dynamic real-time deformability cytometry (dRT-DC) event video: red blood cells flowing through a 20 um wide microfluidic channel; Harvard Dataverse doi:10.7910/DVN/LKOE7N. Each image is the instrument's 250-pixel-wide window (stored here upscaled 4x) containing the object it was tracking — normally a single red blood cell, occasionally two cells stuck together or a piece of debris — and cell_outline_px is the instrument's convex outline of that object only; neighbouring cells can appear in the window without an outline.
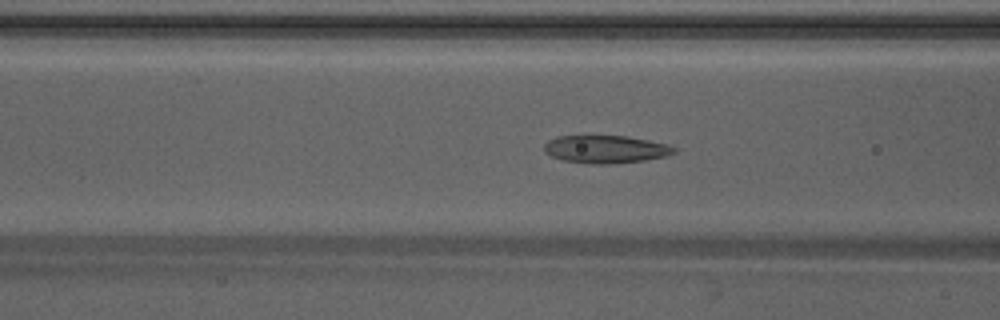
{"species": "Egyptian fruit bat (a non-hibernating species)", "species_latin": "Rousettus aegyptiacus", "temperature_condition": "warm", "stored_images_in_passage": 34, "camera_frame_rate_fps": 3000, "um_per_image_px": 0.085, "animal": {"sex": "male"}, "frame": {"image": 1, "passage_image": 5, "time_ms": 1.333, "image_size_px": [1000, 320], "cell_outline_px": [[676, 152], [668, 156], [644, 160], [616, 164], [592, 164], [560, 160], [544, 152], [544, 144], [548, 140], [556, 136], [628, 136], [668, 144], [676, 148]], "centroid_in_image_um": [51.48, 12.69], "position_along_channel_um": 115.1, "area_um2": 21.27}}
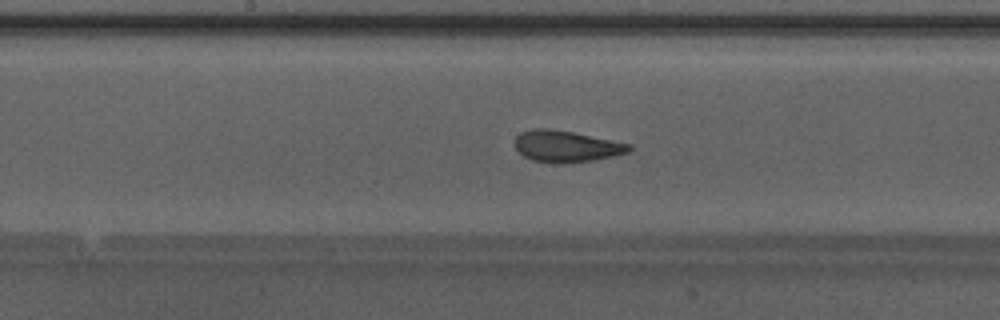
{"frame": {"image": 2, "passage_image": 11, "time_ms": 3.333, "image_size_px": [1000, 320], "cell_outline_px": [[632, 148], [628, 152], [612, 156], [592, 160], [564, 164], [532, 160], [524, 156], [516, 148], [516, 136], [520, 132], [532, 128], [548, 128], [572, 132], [632, 144]], "centroid_in_image_um": [48.13, 12.43], "position_along_channel_um": 200.1, "area_um2": 20.81}}
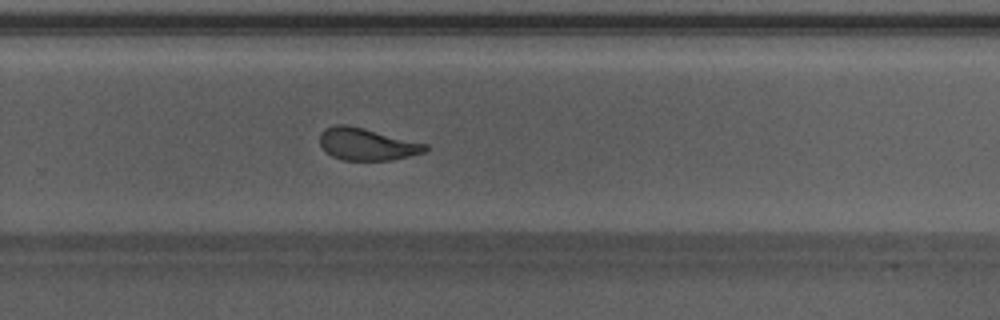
{"frame": {"image": 3, "passage_image": 18, "time_ms": 5.667, "image_size_px": [1000, 320], "cell_outline_px": [[428, 148], [424, 152], [392, 160], [344, 160], [332, 156], [320, 144], [320, 132], [324, 128], [336, 124], [344, 124], [364, 128], [428, 144]], "centroid_in_image_um": [31.18, 12.24], "position_along_channel_um": 298.6, "area_um2": 19.65}, "authors_computed_cell_mechanics": {"area_um2": 20.4901, "velocity_mm_per_s": 4.2425, "shape_relaxation_time_tau1_ms": 9.0651, "shape_relaxation_time_tau2_ms": 1.1315, "deformation_change_tau1": 0.2354, "deformation_change_tau2": 0.081}}